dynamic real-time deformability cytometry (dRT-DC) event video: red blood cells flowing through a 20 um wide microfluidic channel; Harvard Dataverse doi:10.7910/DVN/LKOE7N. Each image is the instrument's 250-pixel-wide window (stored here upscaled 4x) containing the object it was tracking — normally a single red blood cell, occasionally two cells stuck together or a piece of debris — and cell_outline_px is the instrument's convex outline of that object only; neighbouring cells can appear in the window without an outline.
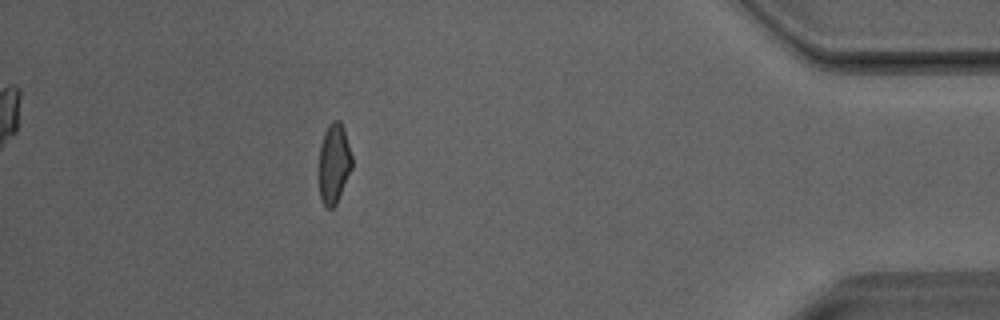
{"species": "Egyptian fruit bat (a non-hibernating species)", "species_latin": "Rousettus aegyptiacus", "temperature_condition": "room temperature", "stored_images_in_passage": 31, "camera_frame_rate_fps": 3000, "um_per_image_px": 0.085, "animal": {"sex": "male"}, "frame": {"image": 1, "passage_image": 27, "time_ms": 8.667, "image_size_px": [1000, 320], "cell_outline_px": [[352, 168], [336, 204], [332, 208], [328, 208], [320, 200], [320, 144], [324, 132], [328, 124], [332, 120], [340, 120], [344, 128], [352, 156]], "centroid_in_image_um": [28.4, 13.86], "position_along_channel_um": 406.8, "area_um2": 15.32}}